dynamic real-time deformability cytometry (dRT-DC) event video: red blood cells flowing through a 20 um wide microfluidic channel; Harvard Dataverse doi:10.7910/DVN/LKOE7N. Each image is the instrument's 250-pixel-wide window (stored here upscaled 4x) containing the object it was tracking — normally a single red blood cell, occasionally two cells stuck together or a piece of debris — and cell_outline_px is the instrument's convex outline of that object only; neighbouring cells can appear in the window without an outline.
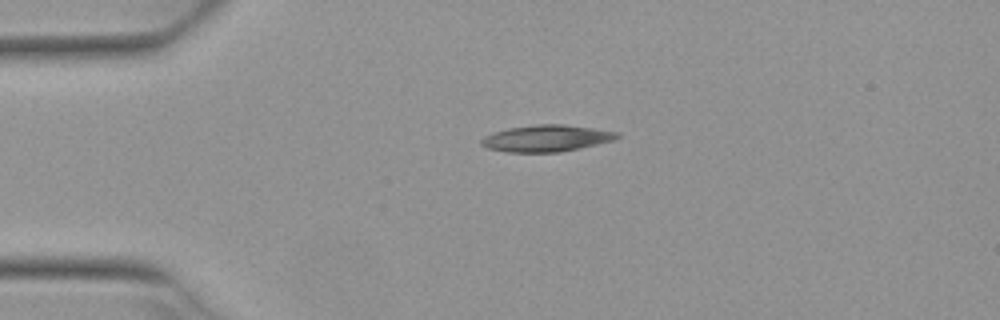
{"species": "Egyptian fruit bat (a non-hibernating species)", "species_latin": "Rousettus aegyptiacus", "temperature_condition": "warm", "stored_images_in_passage": 3, "camera_frame_rate_fps": 3000, "um_per_image_px": 0.085, "animal": {"sex": "female"}, "frame": {"image": 1, "passage_image": 1, "time_ms": 0.0, "image_size_px": [1000, 320], "cell_outline_px": [[620, 136], [616, 140], [580, 148], [560, 152], [508, 152], [488, 148], [480, 144], [480, 140], [484, 136], [492, 132], [508, 128], [536, 124], [564, 124], [620, 132]], "centroid_in_image_um": [46.46, 11.75], "position_along_channel_um": 38.5, "area_um2": 21.21}}
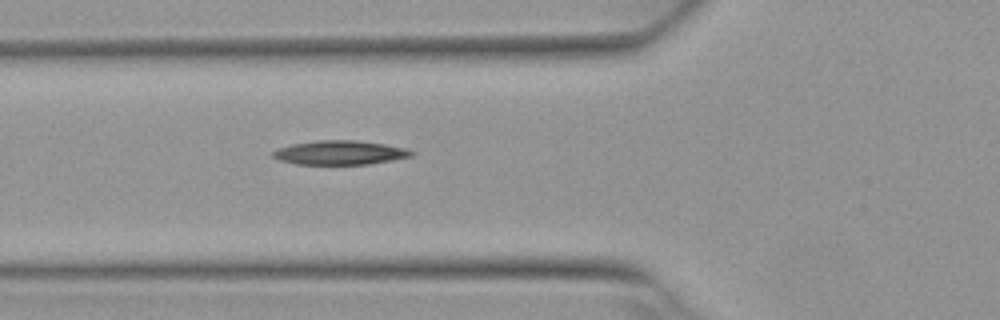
{"frame": {"image": 2, "passage_image": 3, "time_ms": 0.667, "image_size_px": [1000, 320], "cell_outline_px": [[416, 152], [412, 156], [392, 160], [368, 164], [296, 164], [280, 160], [272, 156], [272, 152], [276, 148], [292, 144], [320, 140], [356, 140], [384, 144], [404, 148]], "centroid_in_image_um": [28.88, 12.97], "position_along_channel_um": 96.9, "area_um2": 19.36}}